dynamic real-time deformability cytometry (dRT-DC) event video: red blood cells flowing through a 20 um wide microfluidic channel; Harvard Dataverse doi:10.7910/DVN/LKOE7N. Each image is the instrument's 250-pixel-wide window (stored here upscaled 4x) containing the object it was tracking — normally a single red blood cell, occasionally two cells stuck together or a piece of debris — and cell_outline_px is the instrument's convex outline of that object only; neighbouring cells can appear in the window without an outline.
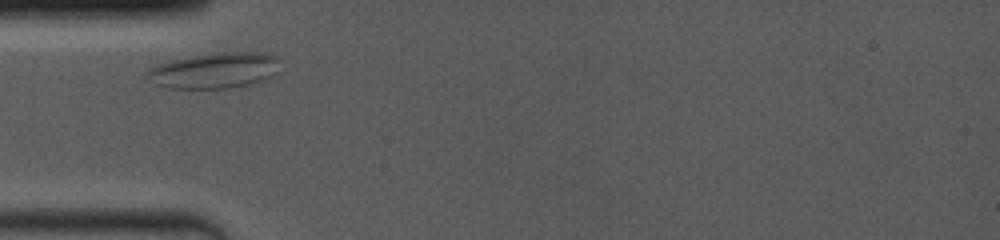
{"species": "common noctule bat (a hibernating species)", "species_latin": "Nyctalus noctula", "temperature_condition": "room temperature", "stored_images_in_passage": 16, "camera_frame_rate_fps": 4000, "um_per_image_px": 0.085, "animal": {"sex": "female", "body_mass_g": 19.0, "forearm_length_mm": 53.3}, "frame": {"image": 1, "passage_image": 1, "time_ms": 0.0, "image_size_px": [1000, 240], "cell_outline_px": [[280, 60], [276, 72], [268, 80], [228, 88], [168, 88], [152, 84], [140, 72], [152, 64], [188, 56], [208, 52], [268, 52], [280, 56]], "centroid_in_image_um": [18.15, 5.96], "position_along_channel_um": 66.8, "area_um2": 28.9}}
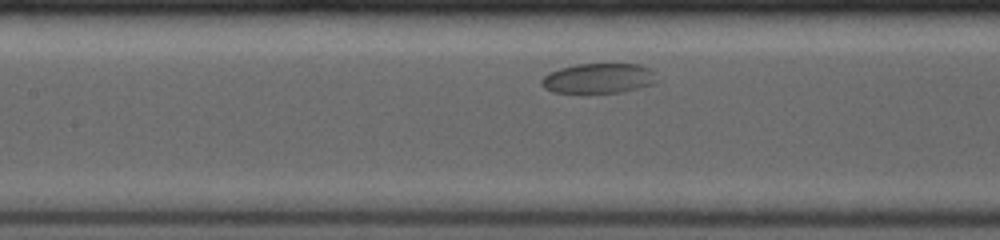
{"frame": {"image": 2, "passage_image": 5, "time_ms": 2.5, "image_size_px": [1000, 240], "cell_outline_px": [[660, 80], [656, 84], [620, 92], [552, 92], [544, 88], [540, 84], [540, 80], [548, 72], [560, 68], [576, 64], [640, 64], [656, 72]], "centroid_in_image_um": [50.92, 6.65], "position_along_channel_um": 156.5, "area_um2": 20.4}}
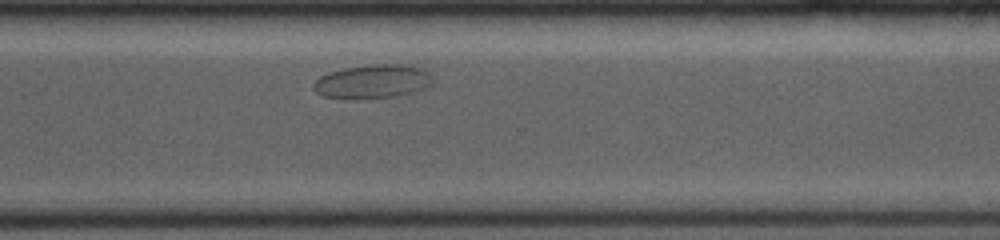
{"frame": {"image": 3, "passage_image": 16, "time_ms": 7.5, "image_size_px": [1000, 240], "cell_outline_px": [[432, 84], [424, 88], [396, 96], [348, 100], [324, 96], [316, 92], [312, 88], [312, 84], [320, 76], [328, 72], [344, 68], [372, 64], [400, 64], [420, 68], [428, 72], [432, 80]], "centroid_in_image_um": [31.6, 6.94], "position_along_channel_um": 339.0, "area_um2": 23.52}}